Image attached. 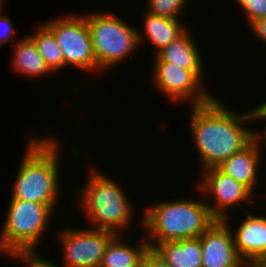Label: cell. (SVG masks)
I'll return each instance as SVG.
<instances>
[{
  "mask_svg": "<svg viewBox=\"0 0 266 267\" xmlns=\"http://www.w3.org/2000/svg\"><path fill=\"white\" fill-rule=\"evenodd\" d=\"M191 107L190 134L204 169L219 166L254 140V131L244 127L253 121L252 110L234 113L215 98Z\"/></svg>",
  "mask_w": 266,
  "mask_h": 267,
  "instance_id": "obj_1",
  "label": "cell"
},
{
  "mask_svg": "<svg viewBox=\"0 0 266 267\" xmlns=\"http://www.w3.org/2000/svg\"><path fill=\"white\" fill-rule=\"evenodd\" d=\"M187 0H149L147 12L166 17L170 19H178ZM185 4V5H184Z\"/></svg>",
  "mask_w": 266,
  "mask_h": 267,
  "instance_id": "obj_20",
  "label": "cell"
},
{
  "mask_svg": "<svg viewBox=\"0 0 266 267\" xmlns=\"http://www.w3.org/2000/svg\"><path fill=\"white\" fill-rule=\"evenodd\" d=\"M253 264L256 267H266V255L257 259Z\"/></svg>",
  "mask_w": 266,
  "mask_h": 267,
  "instance_id": "obj_27",
  "label": "cell"
},
{
  "mask_svg": "<svg viewBox=\"0 0 266 267\" xmlns=\"http://www.w3.org/2000/svg\"><path fill=\"white\" fill-rule=\"evenodd\" d=\"M144 18L145 35L157 47V53L186 30L179 19L161 17L147 11Z\"/></svg>",
  "mask_w": 266,
  "mask_h": 267,
  "instance_id": "obj_18",
  "label": "cell"
},
{
  "mask_svg": "<svg viewBox=\"0 0 266 267\" xmlns=\"http://www.w3.org/2000/svg\"><path fill=\"white\" fill-rule=\"evenodd\" d=\"M86 229L60 231L64 267H100L105 249L116 234L109 230Z\"/></svg>",
  "mask_w": 266,
  "mask_h": 267,
  "instance_id": "obj_8",
  "label": "cell"
},
{
  "mask_svg": "<svg viewBox=\"0 0 266 267\" xmlns=\"http://www.w3.org/2000/svg\"><path fill=\"white\" fill-rule=\"evenodd\" d=\"M13 257L19 260H23L29 267H61L49 260H46L45 257L43 258V256H40L38 252L17 254Z\"/></svg>",
  "mask_w": 266,
  "mask_h": 267,
  "instance_id": "obj_22",
  "label": "cell"
},
{
  "mask_svg": "<svg viewBox=\"0 0 266 267\" xmlns=\"http://www.w3.org/2000/svg\"><path fill=\"white\" fill-rule=\"evenodd\" d=\"M252 117H253V121L254 120H257V119L258 120H265L266 121V109L262 105H258L257 107H255L252 110ZM262 134H264V137H262L263 136ZM262 134H258V132H256V131L254 132L253 139H254V141L257 142V144L262 143L260 141H263V143L266 144V126H265L264 133H262Z\"/></svg>",
  "mask_w": 266,
  "mask_h": 267,
  "instance_id": "obj_25",
  "label": "cell"
},
{
  "mask_svg": "<svg viewBox=\"0 0 266 267\" xmlns=\"http://www.w3.org/2000/svg\"><path fill=\"white\" fill-rule=\"evenodd\" d=\"M261 105L266 109V102H263Z\"/></svg>",
  "mask_w": 266,
  "mask_h": 267,
  "instance_id": "obj_29",
  "label": "cell"
},
{
  "mask_svg": "<svg viewBox=\"0 0 266 267\" xmlns=\"http://www.w3.org/2000/svg\"><path fill=\"white\" fill-rule=\"evenodd\" d=\"M241 267H256L253 263H244Z\"/></svg>",
  "mask_w": 266,
  "mask_h": 267,
  "instance_id": "obj_28",
  "label": "cell"
},
{
  "mask_svg": "<svg viewBox=\"0 0 266 267\" xmlns=\"http://www.w3.org/2000/svg\"><path fill=\"white\" fill-rule=\"evenodd\" d=\"M84 17L98 70L119 64L143 42L141 32L114 14L96 12Z\"/></svg>",
  "mask_w": 266,
  "mask_h": 267,
  "instance_id": "obj_6",
  "label": "cell"
},
{
  "mask_svg": "<svg viewBox=\"0 0 266 267\" xmlns=\"http://www.w3.org/2000/svg\"><path fill=\"white\" fill-rule=\"evenodd\" d=\"M3 3L4 0L0 3V12L3 11ZM12 32H15L14 30V24L12 23L11 19L5 15L0 14V46L3 44L9 42V40L13 36Z\"/></svg>",
  "mask_w": 266,
  "mask_h": 267,
  "instance_id": "obj_23",
  "label": "cell"
},
{
  "mask_svg": "<svg viewBox=\"0 0 266 267\" xmlns=\"http://www.w3.org/2000/svg\"><path fill=\"white\" fill-rule=\"evenodd\" d=\"M37 46L40 56L51 72L64 68V56L53 33L40 24L36 33L29 35Z\"/></svg>",
  "mask_w": 266,
  "mask_h": 267,
  "instance_id": "obj_19",
  "label": "cell"
},
{
  "mask_svg": "<svg viewBox=\"0 0 266 267\" xmlns=\"http://www.w3.org/2000/svg\"><path fill=\"white\" fill-rule=\"evenodd\" d=\"M0 235V252L13 257L22 253H37L53 210L46 204L12 198Z\"/></svg>",
  "mask_w": 266,
  "mask_h": 267,
  "instance_id": "obj_5",
  "label": "cell"
},
{
  "mask_svg": "<svg viewBox=\"0 0 266 267\" xmlns=\"http://www.w3.org/2000/svg\"><path fill=\"white\" fill-rule=\"evenodd\" d=\"M121 239V234H116L111 239L105 249L100 267H141L143 256L149 249L146 238L140 241L137 247H132Z\"/></svg>",
  "mask_w": 266,
  "mask_h": 267,
  "instance_id": "obj_16",
  "label": "cell"
},
{
  "mask_svg": "<svg viewBox=\"0 0 266 267\" xmlns=\"http://www.w3.org/2000/svg\"><path fill=\"white\" fill-rule=\"evenodd\" d=\"M12 189V197L48 205L59 201V146L54 138L29 139Z\"/></svg>",
  "mask_w": 266,
  "mask_h": 267,
  "instance_id": "obj_2",
  "label": "cell"
},
{
  "mask_svg": "<svg viewBox=\"0 0 266 267\" xmlns=\"http://www.w3.org/2000/svg\"><path fill=\"white\" fill-rule=\"evenodd\" d=\"M141 267H170L161 257L151 248L143 256Z\"/></svg>",
  "mask_w": 266,
  "mask_h": 267,
  "instance_id": "obj_24",
  "label": "cell"
},
{
  "mask_svg": "<svg viewBox=\"0 0 266 267\" xmlns=\"http://www.w3.org/2000/svg\"><path fill=\"white\" fill-rule=\"evenodd\" d=\"M190 34L185 30L168 46L156 53L155 62H170L186 70H203L200 51Z\"/></svg>",
  "mask_w": 266,
  "mask_h": 267,
  "instance_id": "obj_15",
  "label": "cell"
},
{
  "mask_svg": "<svg viewBox=\"0 0 266 267\" xmlns=\"http://www.w3.org/2000/svg\"><path fill=\"white\" fill-rule=\"evenodd\" d=\"M249 26L260 40L266 42V17L255 20Z\"/></svg>",
  "mask_w": 266,
  "mask_h": 267,
  "instance_id": "obj_26",
  "label": "cell"
},
{
  "mask_svg": "<svg viewBox=\"0 0 266 267\" xmlns=\"http://www.w3.org/2000/svg\"><path fill=\"white\" fill-rule=\"evenodd\" d=\"M154 63L153 82L166 97L175 101L190 98L192 106L209 103L214 98L201 89L203 70H186L170 62Z\"/></svg>",
  "mask_w": 266,
  "mask_h": 267,
  "instance_id": "obj_9",
  "label": "cell"
},
{
  "mask_svg": "<svg viewBox=\"0 0 266 267\" xmlns=\"http://www.w3.org/2000/svg\"><path fill=\"white\" fill-rule=\"evenodd\" d=\"M236 229L234 237L235 248L245 263H254L266 255V217L251 215Z\"/></svg>",
  "mask_w": 266,
  "mask_h": 267,
  "instance_id": "obj_12",
  "label": "cell"
},
{
  "mask_svg": "<svg viewBox=\"0 0 266 267\" xmlns=\"http://www.w3.org/2000/svg\"><path fill=\"white\" fill-rule=\"evenodd\" d=\"M15 41V45L12 44L14 49L12 67L17 72H21L24 75L40 76L45 74H51L52 72L46 66L43 58L40 56L37 46L30 36L22 38L20 41Z\"/></svg>",
  "mask_w": 266,
  "mask_h": 267,
  "instance_id": "obj_17",
  "label": "cell"
},
{
  "mask_svg": "<svg viewBox=\"0 0 266 267\" xmlns=\"http://www.w3.org/2000/svg\"><path fill=\"white\" fill-rule=\"evenodd\" d=\"M241 6L250 25L258 19L266 17V0H235Z\"/></svg>",
  "mask_w": 266,
  "mask_h": 267,
  "instance_id": "obj_21",
  "label": "cell"
},
{
  "mask_svg": "<svg viewBox=\"0 0 266 267\" xmlns=\"http://www.w3.org/2000/svg\"><path fill=\"white\" fill-rule=\"evenodd\" d=\"M142 219V226L156 239H146L151 249L165 241L198 238L217 220L207 203L189 198L154 204Z\"/></svg>",
  "mask_w": 266,
  "mask_h": 267,
  "instance_id": "obj_3",
  "label": "cell"
},
{
  "mask_svg": "<svg viewBox=\"0 0 266 267\" xmlns=\"http://www.w3.org/2000/svg\"><path fill=\"white\" fill-rule=\"evenodd\" d=\"M170 267H201L200 237L180 241H165L152 248Z\"/></svg>",
  "mask_w": 266,
  "mask_h": 267,
  "instance_id": "obj_14",
  "label": "cell"
},
{
  "mask_svg": "<svg viewBox=\"0 0 266 267\" xmlns=\"http://www.w3.org/2000/svg\"><path fill=\"white\" fill-rule=\"evenodd\" d=\"M204 171V179L198 187L215 199V206L208 205V207L217 220H228L229 216L225 211L231 205L240 206L241 201L251 205L250 198L253 192L248 187L224 174L217 167L207 168Z\"/></svg>",
  "mask_w": 266,
  "mask_h": 267,
  "instance_id": "obj_10",
  "label": "cell"
},
{
  "mask_svg": "<svg viewBox=\"0 0 266 267\" xmlns=\"http://www.w3.org/2000/svg\"><path fill=\"white\" fill-rule=\"evenodd\" d=\"M259 146L261 147L253 140L242 151L225 159L217 168L253 192V188L256 187L255 184L259 182L257 178L258 164H260V157H262Z\"/></svg>",
  "mask_w": 266,
  "mask_h": 267,
  "instance_id": "obj_13",
  "label": "cell"
},
{
  "mask_svg": "<svg viewBox=\"0 0 266 267\" xmlns=\"http://www.w3.org/2000/svg\"><path fill=\"white\" fill-rule=\"evenodd\" d=\"M44 25L53 33L64 56V67L98 71L93 52L90 31L84 16H65L45 22Z\"/></svg>",
  "mask_w": 266,
  "mask_h": 267,
  "instance_id": "obj_7",
  "label": "cell"
},
{
  "mask_svg": "<svg viewBox=\"0 0 266 267\" xmlns=\"http://www.w3.org/2000/svg\"><path fill=\"white\" fill-rule=\"evenodd\" d=\"M89 174L87 185L80 196L84 212L92 222L93 228L109 230L120 235L121 229L123 231L131 223L134 213L132 204L116 181L96 169Z\"/></svg>",
  "mask_w": 266,
  "mask_h": 267,
  "instance_id": "obj_4",
  "label": "cell"
},
{
  "mask_svg": "<svg viewBox=\"0 0 266 267\" xmlns=\"http://www.w3.org/2000/svg\"><path fill=\"white\" fill-rule=\"evenodd\" d=\"M230 230L227 220H216L199 236L201 267H241L245 263L235 248L233 232Z\"/></svg>",
  "mask_w": 266,
  "mask_h": 267,
  "instance_id": "obj_11",
  "label": "cell"
}]
</instances>
